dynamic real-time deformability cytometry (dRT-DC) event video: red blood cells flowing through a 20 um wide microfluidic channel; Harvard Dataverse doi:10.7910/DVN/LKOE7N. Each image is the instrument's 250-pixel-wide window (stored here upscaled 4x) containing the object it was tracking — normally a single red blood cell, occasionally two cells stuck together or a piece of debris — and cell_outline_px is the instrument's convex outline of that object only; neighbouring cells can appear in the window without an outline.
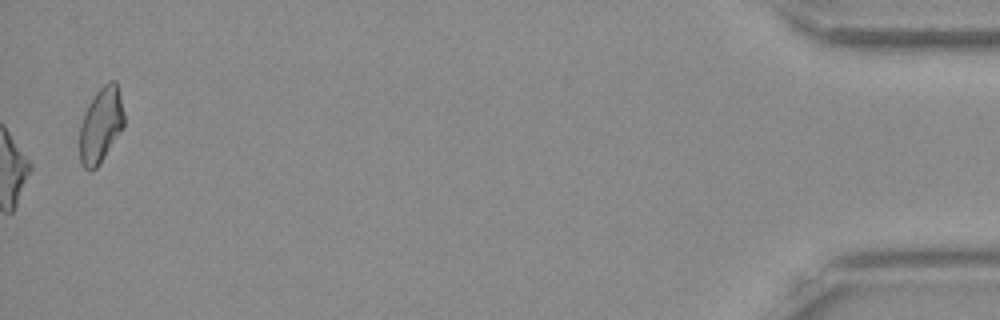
{"species": "Egyptian fruit bat (a non-hibernating species)", "species_latin": "Rousettus aegyptiacus", "temperature_condition": "room temperature", "stored_images_in_passage": 54, "camera_frame_rate_fps": 3000, "um_per_image_px": 0.085, "frame": {"image": 1, "passage_image": 54, "time_ms": 17.667, "image_size_px": [1000, 320], "cell_outline_px": [[124, 128], [100, 164], [96, 168], [84, 168], [80, 164], [80, 124], [84, 112], [92, 96], [108, 80], [116, 80], [124, 112]], "centroid_in_image_um": [8.58, 10.61], "position_along_channel_um": 426.6, "area_um2": 19.71}, "authors_computed_cell_mechanics": {"area_um2": 20.2878, "velocity_mm_per_s": 3.8875, "shape_relaxation_time_tau1_ms": 5.1058, "shape_relaxation_time_tau2_ms": 2.5899, "deformation_change_tau1": 0.1789, "deformation_change_tau2": 0.0942}}